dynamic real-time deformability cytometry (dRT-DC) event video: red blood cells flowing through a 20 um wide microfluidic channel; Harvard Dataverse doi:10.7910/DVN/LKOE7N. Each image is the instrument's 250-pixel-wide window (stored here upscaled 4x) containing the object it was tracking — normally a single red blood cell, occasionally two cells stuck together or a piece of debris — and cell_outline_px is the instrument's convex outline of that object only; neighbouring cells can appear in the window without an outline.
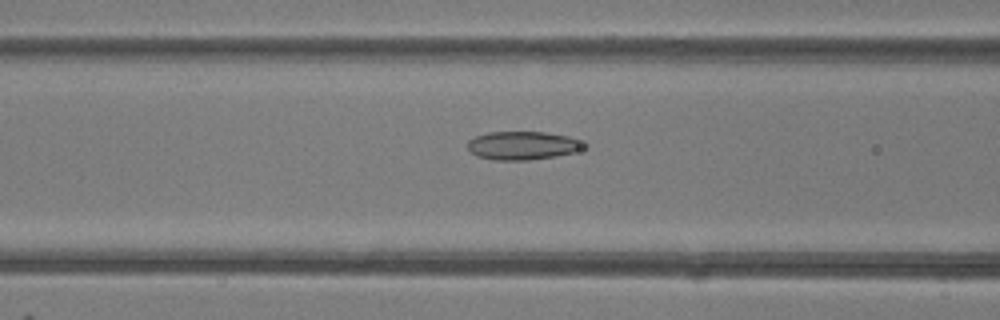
{"species": "common noctule bat (a hibernating species)", "species_latin": "Nyctalus noctula", "temperature_condition": "room temperature", "stored_images_in_passage": 49, "camera_frame_rate_fps": 3000, "um_per_image_px": 0.085, "animal": {"sex": "female"}, "frame": {"image": 1, "passage_image": 20, "time_ms": 6.333, "image_size_px": [1000, 320], "cell_outline_px": [[588, 144], [572, 152], [556, 156], [528, 160], [492, 160], [476, 156], [468, 148], [468, 140], [476, 136], [488, 132], [544, 132], [568, 136]], "centroid_in_image_um": [44.38, 12.37], "position_along_channel_um": 122.2, "area_um2": 19.07}}
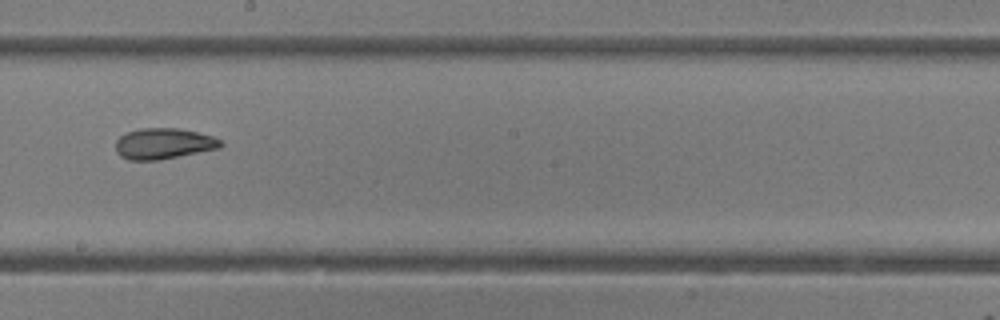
{"frame": {"image": 2, "passage_image": 28, "time_ms": 9.0, "image_size_px": [1000, 320], "cell_outline_px": [[224, 144], [220, 148], [160, 160], [128, 160], [120, 156], [116, 152], [116, 140], [120, 136], [128, 132], [140, 128], [180, 128], [212, 136], [220, 140]], "centroid_in_image_um": [13.9, 12.21], "position_along_channel_um": 234.3, "area_um2": 18.96}}
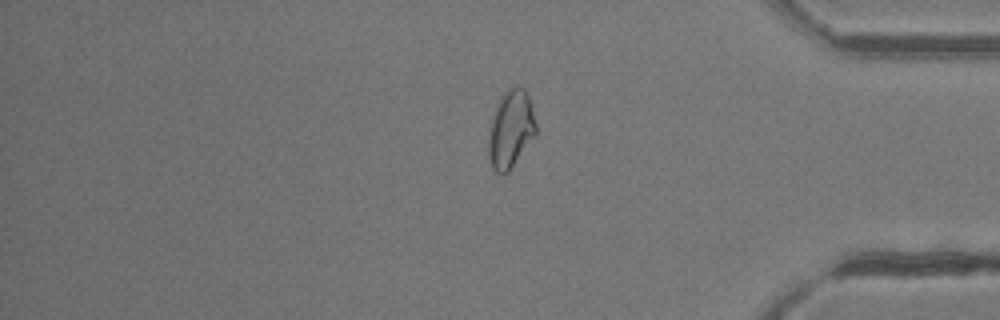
{"frame": {"image": 3, "passage_image": 41, "time_ms": 13.333, "image_size_px": [1000, 320], "cell_outline_px": [[536, 132], [508, 172], [504, 176], [496, 172], [492, 168], [488, 156], [488, 136], [492, 116], [504, 92], [508, 88], [516, 84], [524, 88], [528, 96], [536, 124]], "centroid_in_image_um": [43.38, 10.98], "position_along_channel_um": 391.8, "area_um2": 21.21}, "authors_computed_cell_mechanics": {"area_um2": 21.1548, "velocity_mm_per_s": 4.2142, "shape_relaxation_time_tau1_ms": 10.7606, "shape_relaxation_time_tau2_ms": 2.4627, "deformation_change_tau1": 0.1907, "deformation_change_tau2": 0.0874}}